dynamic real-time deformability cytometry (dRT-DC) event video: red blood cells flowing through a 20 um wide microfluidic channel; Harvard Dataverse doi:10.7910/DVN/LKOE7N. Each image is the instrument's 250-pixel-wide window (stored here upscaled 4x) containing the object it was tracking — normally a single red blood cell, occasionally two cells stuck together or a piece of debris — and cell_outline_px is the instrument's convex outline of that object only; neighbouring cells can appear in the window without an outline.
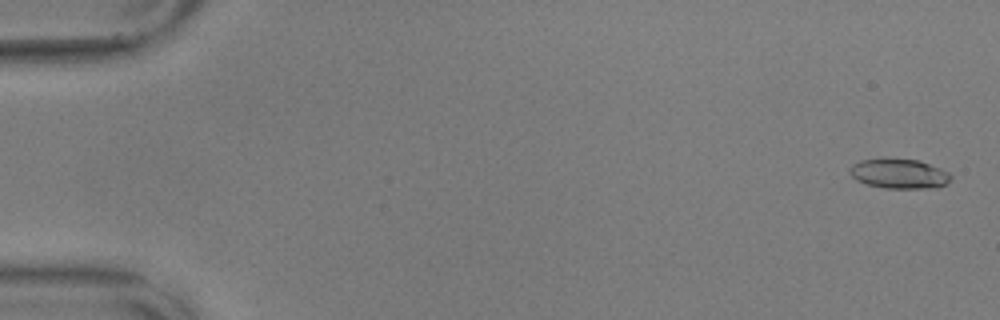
{"species": "common noctule bat (a hibernating species)", "species_latin": "Nyctalus noctula", "temperature_condition": "warm", "stored_images_in_passage": 57, "camera_frame_rate_fps": 3000, "um_per_image_px": 0.085, "animal": {"sex": "male", "body_mass_g": 17.9, "forearm_length_mm": 54.2}, "frame": {"image": 1, "passage_image": 2, "time_ms": 0.333, "image_size_px": [1000, 320], "cell_outline_px": [[952, 180], [936, 188], [884, 188], [868, 184], [856, 180], [848, 172], [848, 168], [852, 164], [860, 160], [920, 160], [940, 168], [948, 172], [952, 176]], "centroid_in_image_um": [76.44, 14.78], "position_along_channel_um": 8.6, "area_um2": 17.28}}
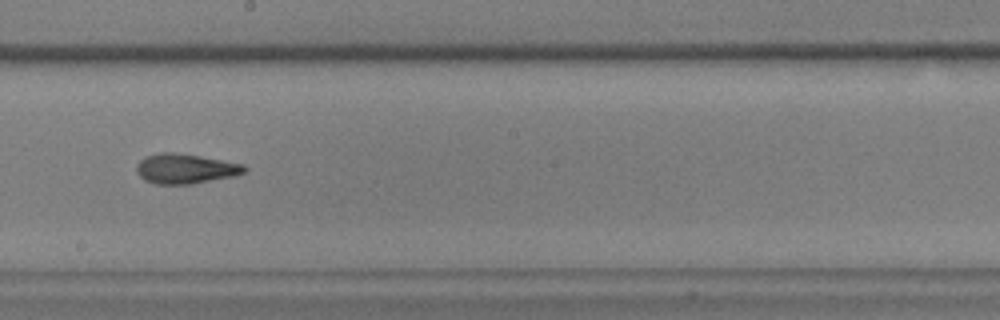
{"frame": {"image": 2, "passage_image": 33, "time_ms": 10.667, "image_size_px": [1000, 320], "cell_outline_px": [[248, 168], [244, 172], [236, 176], [192, 184], [152, 184], [144, 180], [136, 172], [136, 164], [144, 156], [160, 152], [172, 152], [200, 156], [244, 164]], "centroid_in_image_um": [15.74, 14.34], "position_along_channel_um": 232.5, "area_um2": 19.02}}
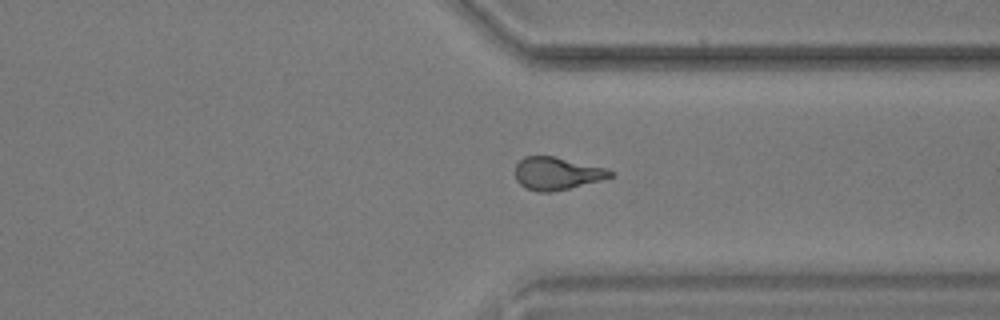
{"frame": {"image": 3, "passage_image": 44, "time_ms": 14.333, "image_size_px": [1000, 320], "cell_outline_px": [[616, 176], [552, 192], [540, 192], [524, 188], [516, 180], [516, 164], [524, 156], [552, 156], [604, 168], [616, 172]], "centroid_in_image_um": [47.33, 14.75], "position_along_channel_um": 364.1, "area_um2": 17.92}, "authors_computed_cell_mechanics": {"area_um2": 18.3226, "velocity_mm_per_s": 3.5862, "shape_relaxation_time_tau1_ms": 5.2251, "shape_relaxation_time_tau2_ms": 3.4377, "deformation_change_tau1": 0.1768, "deformation_change_tau2": 0.1302}}